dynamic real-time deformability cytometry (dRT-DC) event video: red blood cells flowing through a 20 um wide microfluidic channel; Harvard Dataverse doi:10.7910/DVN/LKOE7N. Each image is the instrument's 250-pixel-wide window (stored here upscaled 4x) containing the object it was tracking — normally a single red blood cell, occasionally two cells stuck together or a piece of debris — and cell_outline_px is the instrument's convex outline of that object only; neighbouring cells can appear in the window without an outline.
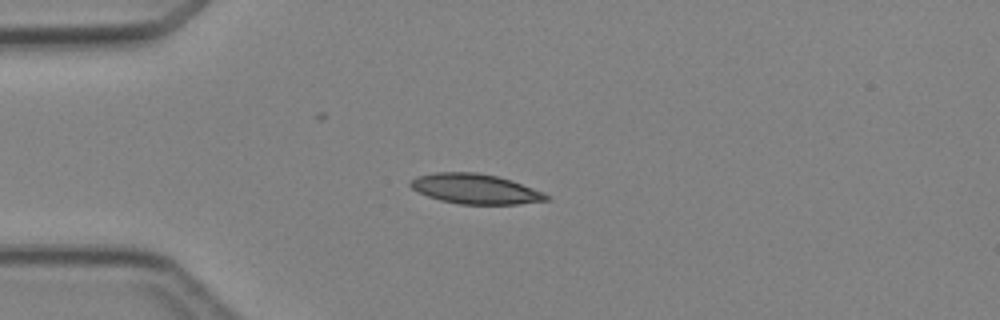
{"species": "Egyptian fruit bat (a non-hibernating species)", "species_latin": "Rousettus aegyptiacus", "temperature_condition": "cold", "stored_images_in_passage": 3, "camera_frame_rate_fps": 3000, "um_per_image_px": 0.085, "animal": {"sex": "female"}, "frame": {"image": 1, "passage_image": 2, "time_ms": 1.333, "image_size_px": [1000, 320], "cell_outline_px": [[552, 200], [516, 204], [460, 204], [440, 200], [428, 196], [412, 188], [408, 184], [416, 176], [436, 172], [476, 172], [496, 176], [512, 180], [544, 192], [552, 196]], "centroid_in_image_um": [40.45, 16.06], "position_along_channel_um": 44.5, "area_um2": 23.81}}